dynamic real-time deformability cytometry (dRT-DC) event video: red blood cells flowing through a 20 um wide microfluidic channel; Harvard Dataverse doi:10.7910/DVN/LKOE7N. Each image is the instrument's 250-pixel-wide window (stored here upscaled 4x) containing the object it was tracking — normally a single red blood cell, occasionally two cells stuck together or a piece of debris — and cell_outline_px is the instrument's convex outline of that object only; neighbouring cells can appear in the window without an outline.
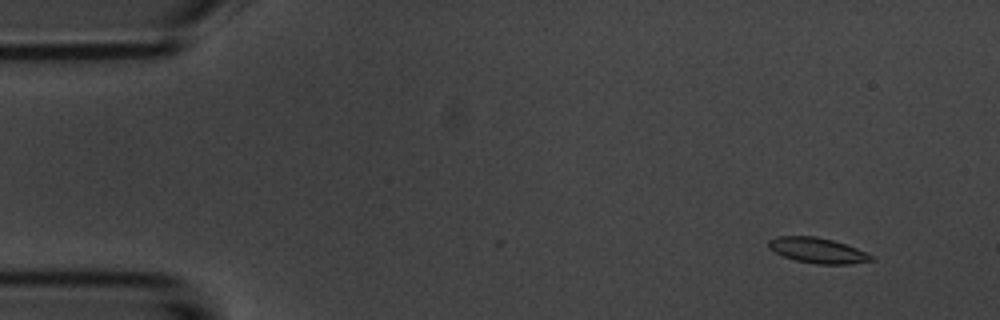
{"species": "common noctule bat (a hibernating species)", "species_latin": "Nyctalus noctula", "temperature_condition": "room temperature", "stored_images_in_passage": 5, "camera_frame_rate_fps": 3000, "um_per_image_px": 0.085, "animal": {"sex": "male", "body_mass_g": 20.1, "forearm_length_mm": 53.5}, "frame": {"image": 1, "passage_image": 2, "time_ms": 1.0, "image_size_px": [1000, 320], "cell_outline_px": [[872, 260], [848, 264], [816, 264], [796, 260], [784, 256], [768, 248], [768, 240], [776, 236], [816, 236], [832, 240], [856, 248], [872, 256]], "centroid_in_image_um": [69.43, 21.27], "position_along_channel_um": 15.6, "area_um2": 14.91}}